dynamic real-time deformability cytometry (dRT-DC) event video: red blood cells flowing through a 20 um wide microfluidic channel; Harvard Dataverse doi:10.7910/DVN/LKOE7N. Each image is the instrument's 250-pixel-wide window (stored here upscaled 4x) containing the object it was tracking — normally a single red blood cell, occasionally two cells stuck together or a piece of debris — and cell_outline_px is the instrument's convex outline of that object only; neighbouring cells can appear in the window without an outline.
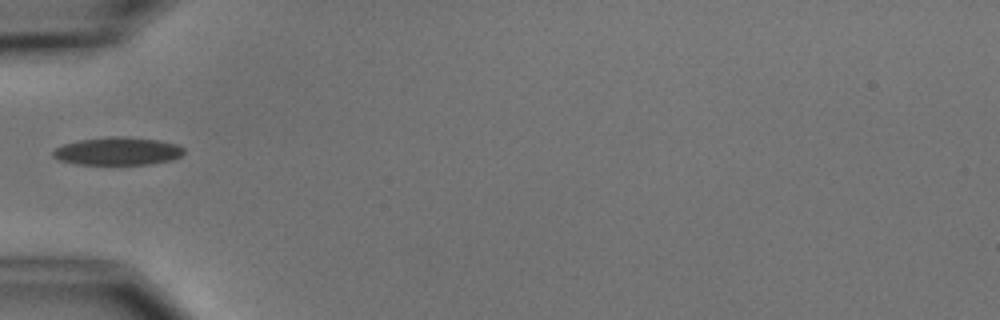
{"species": "common noctule bat (a hibernating species)", "species_latin": "Nyctalus noctula", "temperature_condition": "cold", "stored_images_in_passage": 1, "camera_frame_rate_fps": 3000, "um_per_image_px": 0.085, "animal": {"sex": "male", "body_mass_g": 15.6}, "frame": {"image": 1, "passage_image": 1, "time_ms": 0.0, "image_size_px": [1000, 320], "cell_outline_px": [[184, 152], [180, 156], [172, 160], [148, 164], [76, 164], [60, 160], [52, 156], [52, 152], [56, 148], [64, 144], [80, 140], [108, 136], [124, 136], [160, 140], [176, 144], [184, 148]], "centroid_in_image_um": [10.01, 12.84], "position_along_channel_um": 75.0, "area_um2": 21.27}}